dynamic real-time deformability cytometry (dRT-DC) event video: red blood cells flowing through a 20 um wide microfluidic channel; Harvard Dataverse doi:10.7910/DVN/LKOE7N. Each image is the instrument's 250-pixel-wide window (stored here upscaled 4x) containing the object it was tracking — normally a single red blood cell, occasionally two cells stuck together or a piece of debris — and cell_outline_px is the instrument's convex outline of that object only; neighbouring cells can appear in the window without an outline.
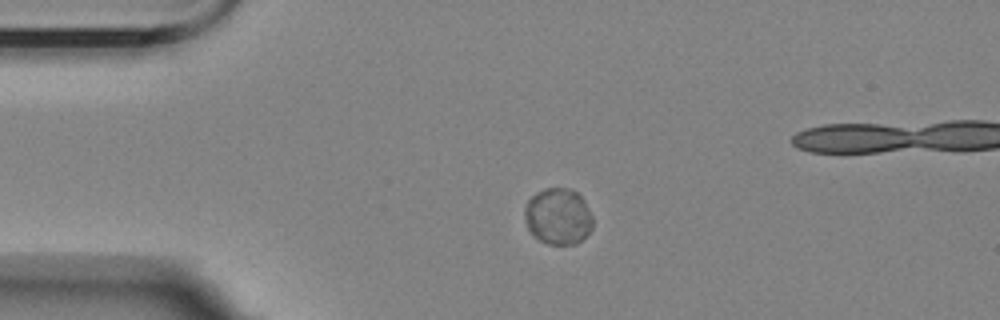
{"species": "Egyptian fruit bat (a non-hibernating species)", "species_latin": "Rousettus aegyptiacus", "temperature_condition": "room temperature", "stored_images_in_passage": 5, "camera_frame_rate_fps": 3000, "um_per_image_px": 0.085, "animal": {"sex": "female"}, "frame": {"image": 1, "passage_image": 3, "time_ms": 2.333, "image_size_px": [1000, 320], "cell_outline_px": [[592, 228], [576, 244], [548, 244], [540, 240], [528, 228], [524, 220], [524, 208], [528, 200], [536, 192], [544, 188], [568, 188], [576, 192], [584, 200], [592, 216]], "centroid_in_image_um": [47.42, 18.37], "position_along_channel_um": 37.6, "area_um2": 22.25}}